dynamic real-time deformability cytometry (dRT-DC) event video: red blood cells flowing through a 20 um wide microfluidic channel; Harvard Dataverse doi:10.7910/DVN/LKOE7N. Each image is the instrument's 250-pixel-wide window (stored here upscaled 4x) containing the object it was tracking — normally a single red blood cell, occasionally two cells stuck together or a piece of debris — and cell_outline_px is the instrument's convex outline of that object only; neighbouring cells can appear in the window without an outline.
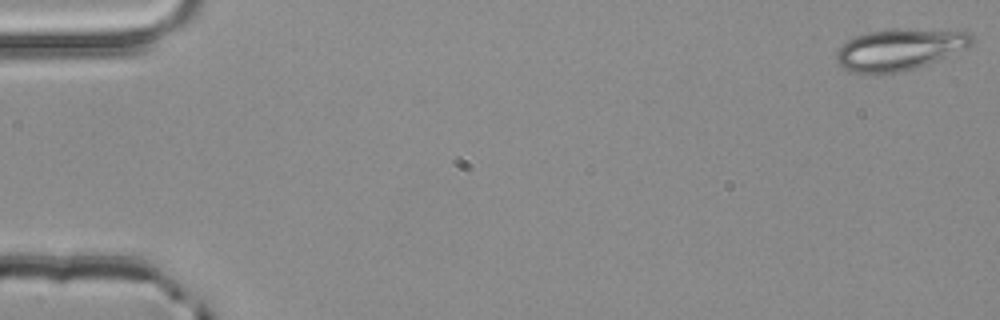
{"species": "common noctule bat (a hibernating species)", "species_latin": "Nyctalus noctula", "temperature_condition": "room temperature", "stored_images_in_passage": 4, "camera_frame_rate_fps": 3000, "um_per_image_px": 0.085, "animal": {"sex": "male", "body_mass_g": 20.4}, "frame": {"image": 1, "passage_image": 1, "time_ms": 0.0, "image_size_px": [1000, 320], "cell_outline_px": [[972, 44], [964, 48], [936, 60], [916, 68], [884, 76], [848, 72], [836, 60], [836, 52], [848, 40], [856, 36], [868, 32], [888, 28], [896, 28], [972, 32]], "centroid_in_image_um": [76.39, 4.23], "position_along_channel_um": 8.6, "area_um2": 32.89}}